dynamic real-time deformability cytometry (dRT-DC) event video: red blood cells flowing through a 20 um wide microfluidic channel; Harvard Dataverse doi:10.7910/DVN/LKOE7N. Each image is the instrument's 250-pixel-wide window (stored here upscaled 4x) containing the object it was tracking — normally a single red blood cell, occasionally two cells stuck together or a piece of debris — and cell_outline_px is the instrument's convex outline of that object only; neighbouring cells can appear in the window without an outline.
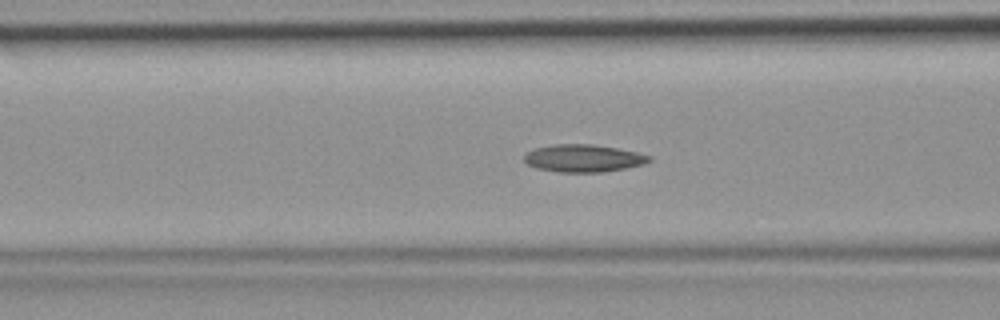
{"species": "common noctule bat (a hibernating species)", "species_latin": "Nyctalus noctula", "temperature_condition": "room temperature", "stored_images_in_passage": 40, "camera_frame_rate_fps": 3000, "um_per_image_px": 0.085, "animal": {"sex": "female", "body_mass_g": 19.9}, "frame": {"image": 1, "passage_image": 18, "time_ms": 5.667, "image_size_px": [1000, 320], "cell_outline_px": [[652, 160], [644, 164], [624, 168], [600, 172], [560, 172], [536, 168], [528, 164], [524, 160], [524, 156], [528, 152], [536, 148], [552, 144], [592, 144], [616, 148], [636, 152], [652, 156]], "centroid_in_image_um": [49.59, 13.45], "position_along_channel_um": 117.0, "area_um2": 19.88}}
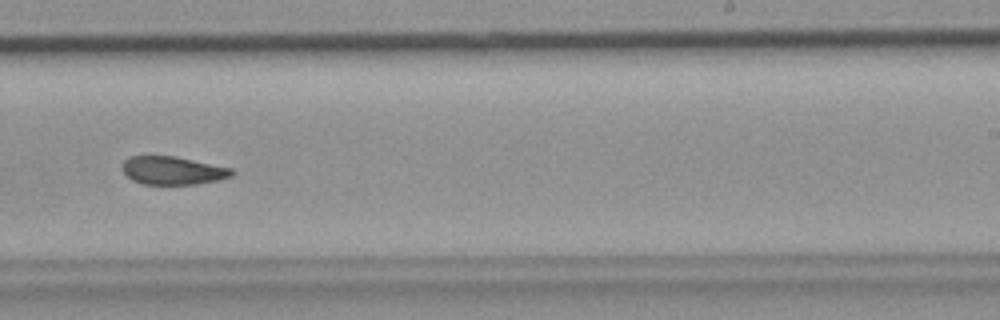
{"frame": {"image": 2, "passage_image": 29, "time_ms": 9.333, "image_size_px": [1000, 320], "cell_outline_px": [[236, 172], [232, 176], [216, 180], [196, 184], [144, 184], [132, 180], [120, 168], [120, 164], [128, 156], [176, 156], [232, 168]], "centroid_in_image_um": [14.66, 14.48], "position_along_channel_um": 274.3, "area_um2": 18.09}}